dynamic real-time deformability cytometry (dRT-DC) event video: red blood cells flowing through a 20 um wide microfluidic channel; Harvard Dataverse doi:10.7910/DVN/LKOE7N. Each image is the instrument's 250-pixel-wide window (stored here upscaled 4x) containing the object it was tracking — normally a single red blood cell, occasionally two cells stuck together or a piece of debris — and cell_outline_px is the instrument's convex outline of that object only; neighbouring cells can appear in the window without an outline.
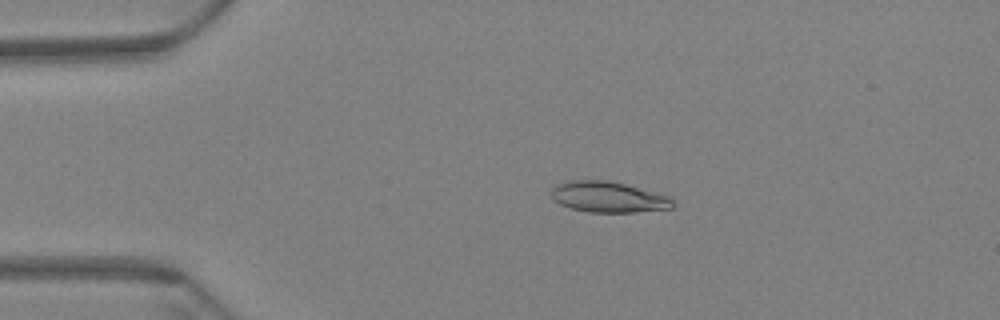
{"species": "Egyptian fruit bat (a non-hibernating species)", "species_latin": "Rousettus aegyptiacus", "temperature_condition": "warm", "stored_images_in_passage": 57, "camera_frame_rate_fps": 3000, "um_per_image_px": 0.085, "animal": {"sex": "female"}, "frame": {"image": 1, "passage_image": 10, "time_ms": 3.0, "image_size_px": [1000, 320], "cell_outline_px": [[676, 204], [672, 208], [636, 212], [588, 212], [572, 208], [560, 204], [552, 200], [552, 188], [556, 184], [568, 180], [608, 180], [624, 184], [668, 196]], "centroid_in_image_um": [51.68, 16.75], "position_along_channel_um": 33.3, "area_um2": 21.73}}
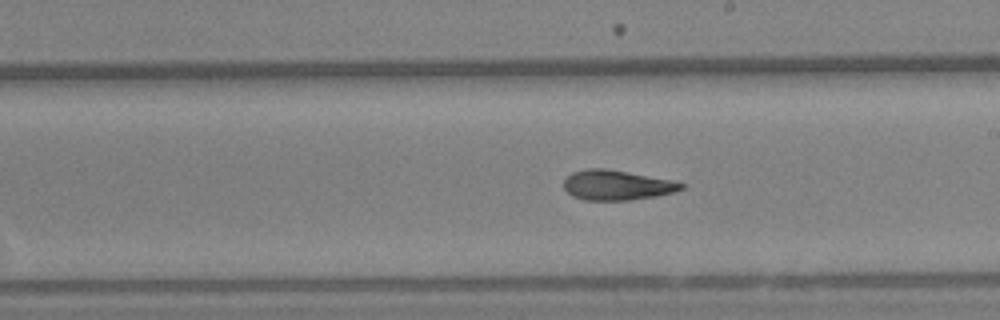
{"frame": {"image": 2, "passage_image": 32, "time_ms": 10.333, "image_size_px": [1000, 320], "cell_outline_px": [[684, 188], [676, 192], [656, 196], [628, 200], [584, 200], [572, 196], [564, 188], [564, 180], [572, 172], [588, 168], [604, 168], [672, 180], [684, 184]], "centroid_in_image_um": [52.42, 15.74], "position_along_channel_um": 236.6, "area_um2": 20.4}}
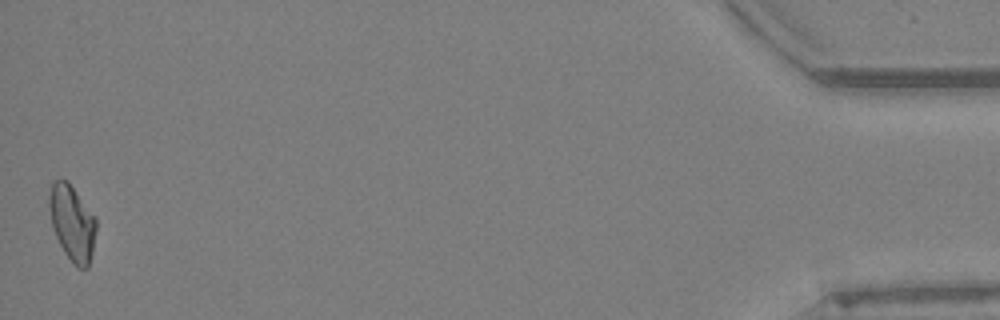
{"frame": {"image": 3, "passage_image": 57, "time_ms": 18.667, "image_size_px": [1000, 320], "cell_outline_px": [[96, 228], [92, 252], [88, 268], [76, 268], [64, 252], [56, 236], [52, 224], [48, 204], [48, 196], [52, 184], [56, 180], [68, 180], [96, 216]], "centroid_in_image_um": [6.15, 18.93], "position_along_channel_um": 429.1, "area_um2": 20.75}, "authors_computed_cell_mechanics": {"area_um2": 21.0392, "velocity_mm_per_s": 3.4294, "shape_relaxation_time_tau1_ms": null, "shape_relaxation_time_tau2_ms": 4.8704, "deformation_change_tau1": null, "deformation_change_tau2": 0.1088}}